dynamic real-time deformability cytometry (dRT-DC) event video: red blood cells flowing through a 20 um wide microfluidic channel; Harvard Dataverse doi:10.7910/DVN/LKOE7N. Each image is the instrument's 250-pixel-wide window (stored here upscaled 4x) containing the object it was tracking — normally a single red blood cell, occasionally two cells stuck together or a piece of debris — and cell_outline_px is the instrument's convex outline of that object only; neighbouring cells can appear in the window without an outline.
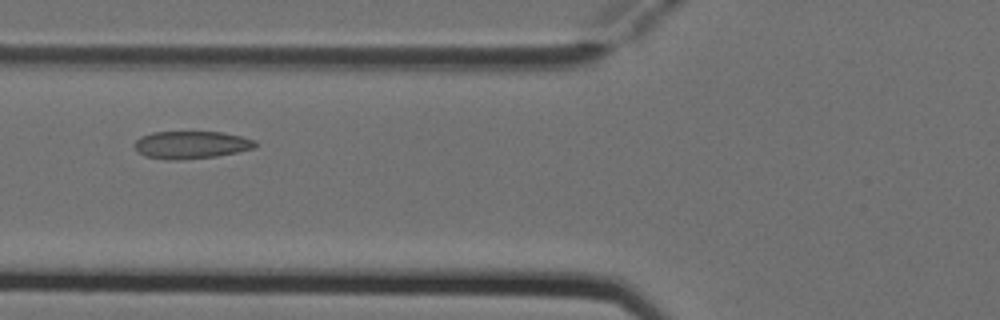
{"species": "Egyptian fruit bat (a non-hibernating species)", "species_latin": "Rousettus aegyptiacus", "temperature_condition": "cold", "stored_images_in_passage": 4, "camera_frame_rate_fps": 3000, "um_per_image_px": 0.085, "animal": {"sex": "female"}, "frame": {"image": 1, "passage_image": 2, "time_ms": 0.333, "image_size_px": [1000, 320], "cell_outline_px": [[256, 148], [216, 156], [180, 160], [164, 160], [144, 156], [136, 152], [132, 144], [140, 136], [152, 132], [220, 132], [240, 136], [256, 140]], "centroid_in_image_um": [16.18, 12.32], "position_along_channel_um": 109.6, "area_um2": 19.65}}
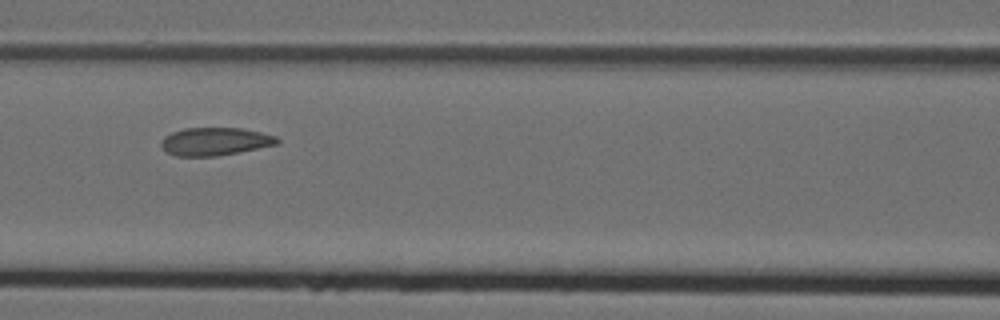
{"frame": {"image": 2, "passage_image": 3, "time_ms": 0.667, "image_size_px": [1000, 320], "cell_outline_px": [[280, 144], [216, 156], [176, 156], [168, 152], [160, 144], [160, 140], [164, 136], [172, 132], [184, 128], [244, 128], [276, 136], [280, 140]], "centroid_in_image_um": [18.29, 12.02], "position_along_channel_um": 148.3, "area_um2": 18.9}}
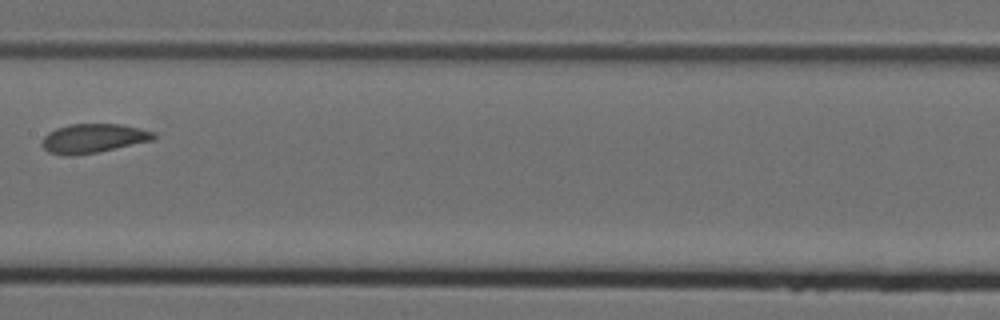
{"frame": {"image": 3, "passage_image": 4, "time_ms": 1.0, "image_size_px": [1000, 320], "cell_outline_px": [[156, 136], [152, 140], [96, 152], [72, 156], [64, 156], [48, 152], [40, 144], [44, 136], [48, 132], [56, 128], [68, 124], [120, 124], [140, 128], [152, 132]], "centroid_in_image_um": [7.85, 11.76], "position_along_channel_um": 199.5, "area_um2": 18.84}}